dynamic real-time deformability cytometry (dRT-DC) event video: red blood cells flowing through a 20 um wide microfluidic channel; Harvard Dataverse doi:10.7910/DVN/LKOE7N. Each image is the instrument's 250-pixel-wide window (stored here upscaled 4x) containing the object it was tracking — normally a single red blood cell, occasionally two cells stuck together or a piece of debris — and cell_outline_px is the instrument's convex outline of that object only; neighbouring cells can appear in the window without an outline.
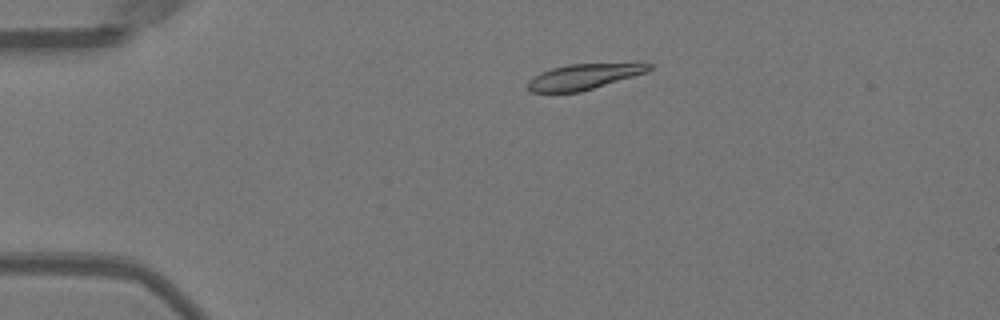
{"species": "Egyptian fruit bat (a non-hibernating species)", "species_latin": "Rousettus aegyptiacus", "temperature_condition": "warm", "stored_images_in_passage": 47, "camera_frame_rate_fps": 3000, "um_per_image_px": 0.085, "animal": {"sex": "female"}, "frame": {"image": 1, "passage_image": 7, "time_ms": 2.0, "image_size_px": [1000, 320], "cell_outline_px": [[652, 68], [648, 72], [580, 92], [532, 92], [528, 88], [528, 80], [532, 76], [540, 72], [552, 68], [568, 64], [636, 60], [652, 64]], "centroid_in_image_um": [49.76, 6.45], "position_along_channel_um": 35.2, "area_um2": 18.96}}
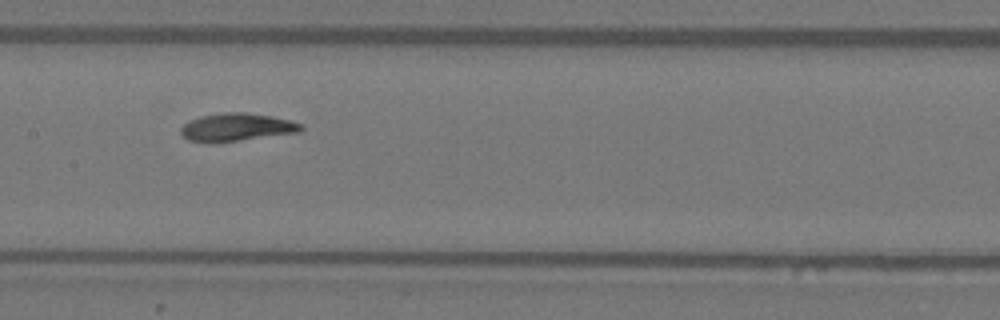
{"frame": {"image": 2, "passage_image": 22, "time_ms": 7.0, "image_size_px": [1000, 320], "cell_outline_px": [[304, 128], [300, 132], [212, 144], [208, 144], [188, 140], [180, 132], [180, 128], [184, 124], [200, 116], [224, 112], [244, 112], [272, 116], [304, 124]], "centroid_in_image_um": [20.11, 10.83], "position_along_channel_um": 187.3, "area_um2": 19.77}}
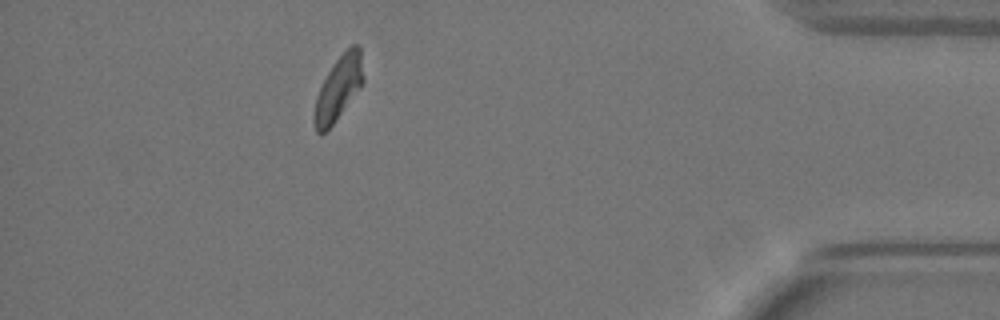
{"frame": {"image": 3, "passage_image": 42, "time_ms": 13.667, "image_size_px": [1000, 320], "cell_outline_px": [[364, 80], [332, 124], [320, 136], [316, 132], [312, 120], [312, 116], [316, 96], [332, 64], [352, 44], [356, 44], [360, 48], [364, 76]], "centroid_in_image_um": [28.73, 7.51], "position_along_channel_um": 406.5, "area_um2": 17.86}, "authors_computed_cell_mechanics": {"area_um2": 18.9584, "velocity_mm_per_s": 3.9753, "shape_relaxation_time_tau1_ms": 3.425, "shape_relaxation_time_tau2_ms": 3.9443, "deformation_change_tau1": 0.1566, "deformation_change_tau2": 0.0807}}